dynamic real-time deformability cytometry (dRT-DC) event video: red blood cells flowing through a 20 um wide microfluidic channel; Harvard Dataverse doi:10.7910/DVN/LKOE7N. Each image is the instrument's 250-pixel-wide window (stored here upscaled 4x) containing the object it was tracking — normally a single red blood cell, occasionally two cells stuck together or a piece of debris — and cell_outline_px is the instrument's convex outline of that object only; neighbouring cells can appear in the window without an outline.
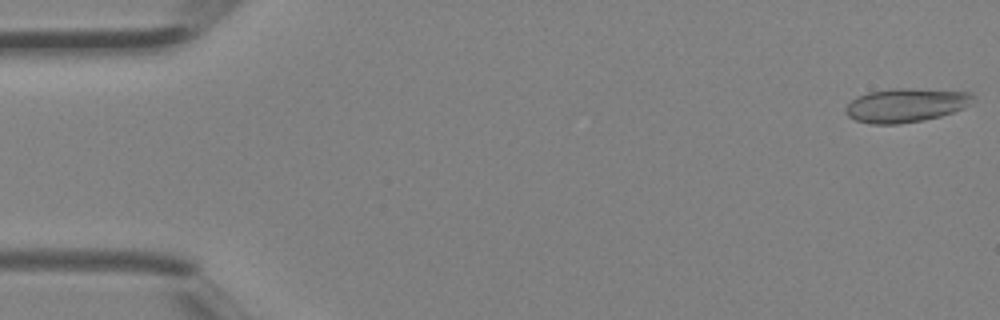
{"species": "Egyptian fruit bat (a non-hibernating species)", "species_latin": "Rousettus aegyptiacus", "temperature_condition": "room temperature", "stored_images_in_passage": 4, "camera_frame_rate_fps": 3000, "um_per_image_px": 0.085, "animal": {"sex": "female"}, "frame": {"image": 1, "passage_image": 1, "time_ms": 0.0, "image_size_px": [1000, 320], "cell_outline_px": [[976, 100], [972, 104], [964, 108], [940, 116], [924, 120], [896, 124], [872, 124], [856, 120], [848, 116], [844, 112], [844, 108], [856, 96], [868, 92], [892, 88], [908, 88], [972, 92]], "centroid_in_image_um": [77.01, 8.93], "position_along_channel_um": 8.0, "area_um2": 25.37}}
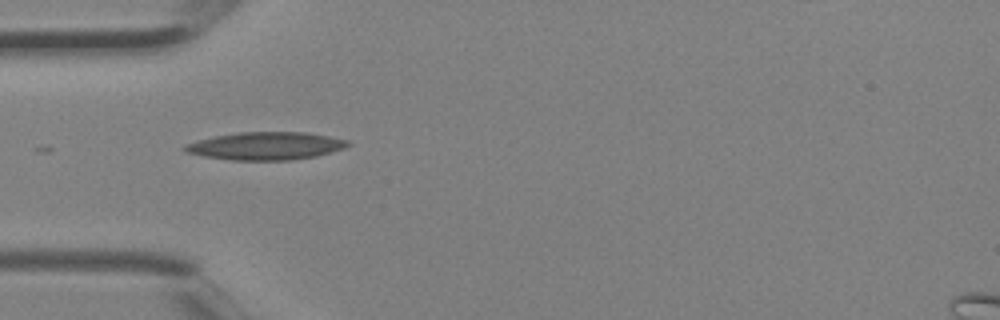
{"frame": {"image": 2, "passage_image": 4, "time_ms": 1.0, "image_size_px": [1000, 320], "cell_outline_px": [[352, 144], [344, 148], [316, 156], [292, 160], [232, 160], [204, 156], [184, 152], [180, 148], [184, 144], [196, 140], [216, 136], [240, 132], [304, 132], [352, 140]], "centroid_in_image_um": [22.58, 12.4], "position_along_channel_um": 62.4, "area_um2": 26.59}}